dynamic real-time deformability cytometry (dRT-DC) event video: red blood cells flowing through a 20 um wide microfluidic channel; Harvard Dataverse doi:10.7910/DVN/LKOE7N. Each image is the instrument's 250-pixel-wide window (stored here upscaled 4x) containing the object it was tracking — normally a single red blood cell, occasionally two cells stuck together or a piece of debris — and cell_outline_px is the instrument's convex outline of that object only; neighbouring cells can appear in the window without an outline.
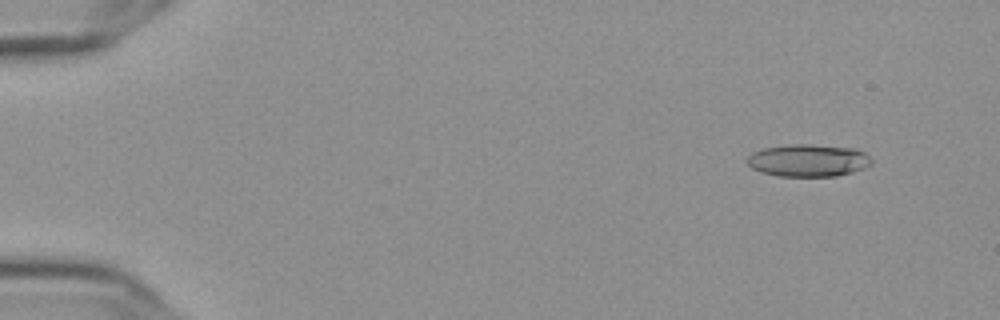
{"species": "Egyptian fruit bat (a non-hibernating species)", "species_latin": "Rousettus aegyptiacus", "temperature_condition": "cold", "stored_images_in_passage": 52, "camera_frame_rate_fps": 3000, "um_per_image_px": 0.085, "frame": {"image": 1, "passage_image": 1, "time_ms": 0.0, "image_size_px": [1000, 320], "cell_outline_px": [[872, 164], [864, 168], [852, 172], [836, 176], [780, 176], [764, 172], [752, 168], [748, 164], [748, 156], [752, 152], [764, 148], [788, 144], [808, 144], [856, 148], [864, 152], [872, 160]], "centroid_in_image_um": [68.73, 13.62], "position_along_channel_um": 16.3, "area_um2": 23.41}}
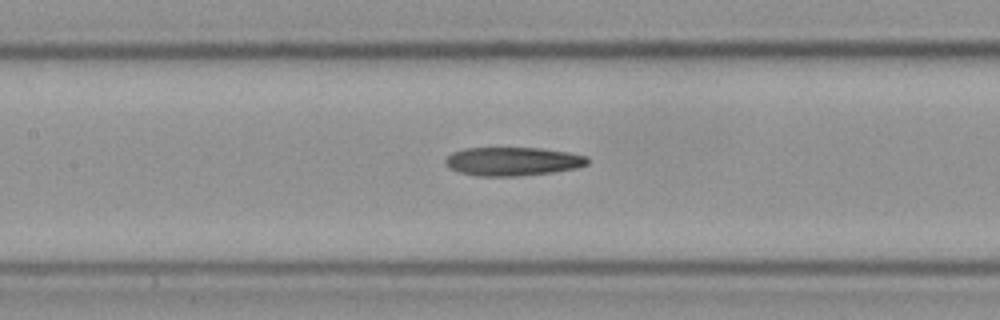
{"frame": {"image": 2, "passage_image": 23, "time_ms": 7.333, "image_size_px": [1000, 320], "cell_outline_px": [[588, 164], [576, 168], [552, 172], [516, 176], [476, 176], [460, 172], [452, 168], [444, 160], [452, 152], [464, 148], [544, 148], [568, 152], [588, 156]], "centroid_in_image_um": [43.61, 13.71], "position_along_channel_um": 163.8, "area_um2": 23.58}}
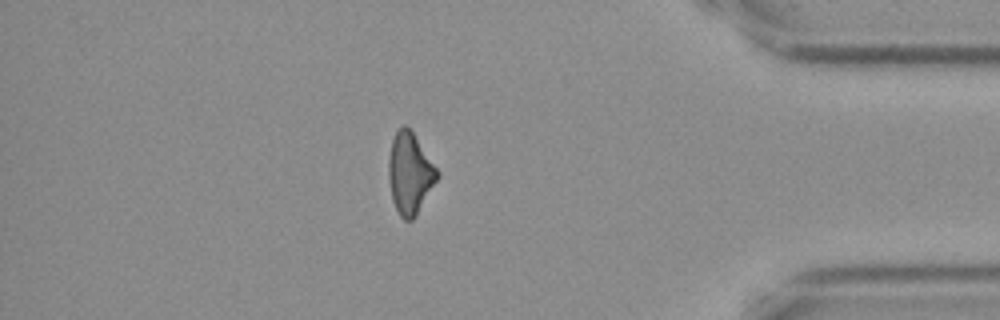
{"frame": {"image": 3, "passage_image": 45, "time_ms": 14.667, "image_size_px": [1000, 320], "cell_outline_px": [[440, 176], [416, 216], [412, 220], [404, 220], [400, 216], [392, 200], [388, 176], [388, 160], [392, 140], [396, 132], [404, 124], [412, 132], [436, 168]], "centroid_in_image_um": [34.83, 14.78], "position_along_channel_um": 400.4, "area_um2": 22.72}, "authors_computed_cell_mechanics": {"area_um2": 23.5535, "velocity_mm_per_s": 3.6467, "shape_relaxation_time_tau1_ms": null, "shape_relaxation_time_tau2_ms": 7.274, "deformation_change_tau1": null, "deformation_change_tau2": 0.2217}}